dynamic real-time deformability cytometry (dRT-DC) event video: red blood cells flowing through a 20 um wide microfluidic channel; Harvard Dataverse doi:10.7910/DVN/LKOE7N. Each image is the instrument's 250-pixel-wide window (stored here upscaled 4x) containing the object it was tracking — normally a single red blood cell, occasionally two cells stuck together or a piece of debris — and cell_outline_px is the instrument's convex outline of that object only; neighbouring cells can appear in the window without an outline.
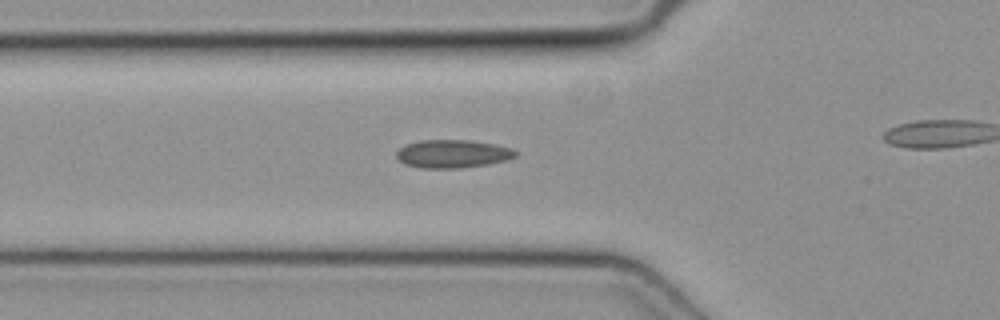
{"species": "common noctule bat (a hibernating species)", "species_latin": "Nyctalus noctula", "temperature_condition": "cold", "stored_images_in_passage": 25, "camera_frame_rate_fps": 3000, "um_per_image_px": 0.085, "animal": {"sex": "female", "body_mass_g": 19.3, "forearm_length_mm": 54.1}, "frame": {"image": 1, "passage_image": 2, "time_ms": 0.333, "image_size_px": [1000, 320], "cell_outline_px": [[516, 156], [508, 160], [488, 164], [460, 168], [420, 168], [404, 164], [396, 156], [396, 152], [404, 144], [420, 140], [472, 140], [496, 144], [512, 148], [516, 152]], "centroid_in_image_um": [38.47, 13.07], "position_along_channel_um": 87.3, "area_um2": 19.71}}
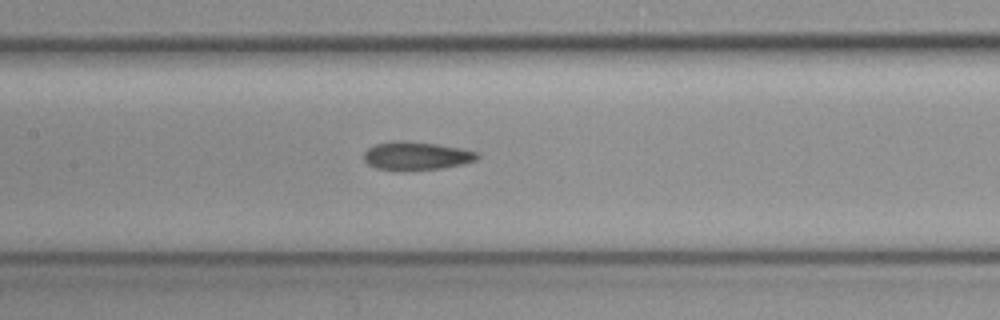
{"frame": {"image": 2, "passage_image": 8, "time_ms": 2.333, "image_size_px": [1000, 320], "cell_outline_px": [[480, 156], [476, 160], [444, 168], [404, 172], [400, 172], [376, 168], [368, 164], [364, 160], [364, 152], [368, 148], [376, 144], [392, 140], [404, 140], [436, 144], [460, 148], [476, 152]], "centroid_in_image_um": [35.34, 13.26], "position_along_channel_um": 172.1, "area_um2": 19.07}}
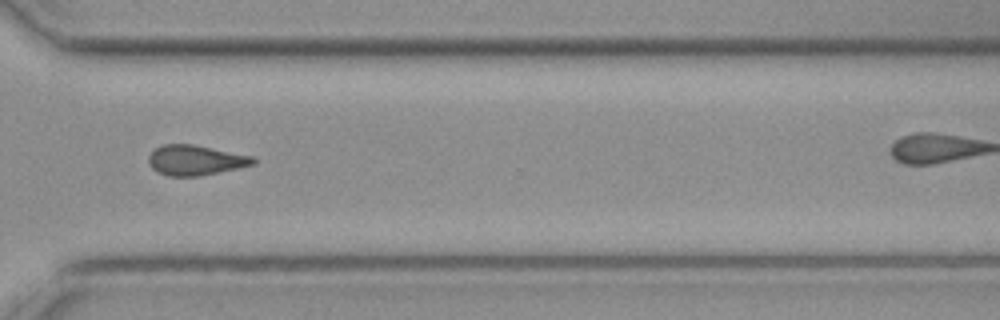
{"frame": {"image": 3, "passage_image": 21, "time_ms": 6.667, "image_size_px": [1000, 320], "cell_outline_px": [[256, 164], [200, 176], [168, 176], [152, 168], [148, 160], [148, 156], [156, 148], [164, 144], [192, 144], [256, 156]], "centroid_in_image_um": [16.66, 13.61], "position_along_channel_um": 353.9, "area_um2": 18.38}}